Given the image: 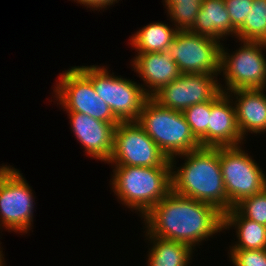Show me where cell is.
Here are the masks:
<instances>
[{"mask_svg":"<svg viewBox=\"0 0 266 266\" xmlns=\"http://www.w3.org/2000/svg\"><path fill=\"white\" fill-rule=\"evenodd\" d=\"M148 234L192 248L223 229V213L211 204L171 191L144 217Z\"/></svg>","mask_w":266,"mask_h":266,"instance_id":"obj_1","label":"cell"},{"mask_svg":"<svg viewBox=\"0 0 266 266\" xmlns=\"http://www.w3.org/2000/svg\"><path fill=\"white\" fill-rule=\"evenodd\" d=\"M186 159L177 172L171 166L172 191L205 202L223 214L228 211V198L219 163V147H200L179 155Z\"/></svg>","mask_w":266,"mask_h":266,"instance_id":"obj_2","label":"cell"},{"mask_svg":"<svg viewBox=\"0 0 266 266\" xmlns=\"http://www.w3.org/2000/svg\"><path fill=\"white\" fill-rule=\"evenodd\" d=\"M171 167L115 166L112 189L127 206L144 217L172 191Z\"/></svg>","mask_w":266,"mask_h":266,"instance_id":"obj_3","label":"cell"},{"mask_svg":"<svg viewBox=\"0 0 266 266\" xmlns=\"http://www.w3.org/2000/svg\"><path fill=\"white\" fill-rule=\"evenodd\" d=\"M174 166L176 156L201 147L182 112L161 106L149 97L136 121Z\"/></svg>","mask_w":266,"mask_h":266,"instance_id":"obj_4","label":"cell"},{"mask_svg":"<svg viewBox=\"0 0 266 266\" xmlns=\"http://www.w3.org/2000/svg\"><path fill=\"white\" fill-rule=\"evenodd\" d=\"M78 68L91 80L95 92L120 122L138 120L145 101L150 97L149 88L145 89L130 79L115 77L104 66Z\"/></svg>","mask_w":266,"mask_h":266,"instance_id":"obj_5","label":"cell"},{"mask_svg":"<svg viewBox=\"0 0 266 266\" xmlns=\"http://www.w3.org/2000/svg\"><path fill=\"white\" fill-rule=\"evenodd\" d=\"M240 146L219 147V163L228 198V211L242 199L266 188V176Z\"/></svg>","mask_w":266,"mask_h":266,"instance_id":"obj_6","label":"cell"},{"mask_svg":"<svg viewBox=\"0 0 266 266\" xmlns=\"http://www.w3.org/2000/svg\"><path fill=\"white\" fill-rule=\"evenodd\" d=\"M241 43L243 47L232 55L221 47L220 73L223 72L227 86L225 89L220 87L223 93L228 90L266 88V59L262 51L266 49V43L245 40Z\"/></svg>","mask_w":266,"mask_h":266,"instance_id":"obj_7","label":"cell"},{"mask_svg":"<svg viewBox=\"0 0 266 266\" xmlns=\"http://www.w3.org/2000/svg\"><path fill=\"white\" fill-rule=\"evenodd\" d=\"M109 163L114 166L171 167L168 157L136 121L120 122L115 126Z\"/></svg>","mask_w":266,"mask_h":266,"instance_id":"obj_8","label":"cell"},{"mask_svg":"<svg viewBox=\"0 0 266 266\" xmlns=\"http://www.w3.org/2000/svg\"><path fill=\"white\" fill-rule=\"evenodd\" d=\"M220 40L179 30L165 54L176 62L182 74H212L220 72Z\"/></svg>","mask_w":266,"mask_h":266,"instance_id":"obj_9","label":"cell"},{"mask_svg":"<svg viewBox=\"0 0 266 266\" xmlns=\"http://www.w3.org/2000/svg\"><path fill=\"white\" fill-rule=\"evenodd\" d=\"M59 77L54 94L67 112L83 113L111 124L120 123L110 107L95 92L91 80L78 66L65 71Z\"/></svg>","mask_w":266,"mask_h":266,"instance_id":"obj_10","label":"cell"},{"mask_svg":"<svg viewBox=\"0 0 266 266\" xmlns=\"http://www.w3.org/2000/svg\"><path fill=\"white\" fill-rule=\"evenodd\" d=\"M15 168L8 167L0 176V226L27 233L33 222V192ZM2 221V222H1Z\"/></svg>","mask_w":266,"mask_h":266,"instance_id":"obj_11","label":"cell"},{"mask_svg":"<svg viewBox=\"0 0 266 266\" xmlns=\"http://www.w3.org/2000/svg\"><path fill=\"white\" fill-rule=\"evenodd\" d=\"M217 81V76L212 74H181L152 98L163 107L183 112L194 104L215 98L221 92Z\"/></svg>","mask_w":266,"mask_h":266,"instance_id":"obj_12","label":"cell"},{"mask_svg":"<svg viewBox=\"0 0 266 266\" xmlns=\"http://www.w3.org/2000/svg\"><path fill=\"white\" fill-rule=\"evenodd\" d=\"M68 113L72 131L87 154L109 162L113 151L114 130L118 124L96 120L83 113Z\"/></svg>","mask_w":266,"mask_h":266,"instance_id":"obj_13","label":"cell"},{"mask_svg":"<svg viewBox=\"0 0 266 266\" xmlns=\"http://www.w3.org/2000/svg\"><path fill=\"white\" fill-rule=\"evenodd\" d=\"M222 91L211 99V113L208 126V147H235L242 138L236 120V110L230 96ZM233 103V104H231Z\"/></svg>","mask_w":266,"mask_h":266,"instance_id":"obj_14","label":"cell"},{"mask_svg":"<svg viewBox=\"0 0 266 266\" xmlns=\"http://www.w3.org/2000/svg\"><path fill=\"white\" fill-rule=\"evenodd\" d=\"M236 97L234 102L236 120L242 138L247 132L266 131V95L264 88L237 89L228 91ZM239 97V98H238Z\"/></svg>","mask_w":266,"mask_h":266,"instance_id":"obj_15","label":"cell"},{"mask_svg":"<svg viewBox=\"0 0 266 266\" xmlns=\"http://www.w3.org/2000/svg\"><path fill=\"white\" fill-rule=\"evenodd\" d=\"M132 62L139 77L148 84L145 86L151 90L150 97L182 74L176 62L164 52L138 53Z\"/></svg>","mask_w":266,"mask_h":266,"instance_id":"obj_16","label":"cell"},{"mask_svg":"<svg viewBox=\"0 0 266 266\" xmlns=\"http://www.w3.org/2000/svg\"><path fill=\"white\" fill-rule=\"evenodd\" d=\"M193 33L221 40L230 33L236 36L237 30L232 26L224 0H202Z\"/></svg>","mask_w":266,"mask_h":266,"instance_id":"obj_17","label":"cell"},{"mask_svg":"<svg viewBox=\"0 0 266 266\" xmlns=\"http://www.w3.org/2000/svg\"><path fill=\"white\" fill-rule=\"evenodd\" d=\"M233 226L239 241L232 249H266V226L244 218L234 207L223 214V229Z\"/></svg>","mask_w":266,"mask_h":266,"instance_id":"obj_18","label":"cell"},{"mask_svg":"<svg viewBox=\"0 0 266 266\" xmlns=\"http://www.w3.org/2000/svg\"><path fill=\"white\" fill-rule=\"evenodd\" d=\"M149 235L153 247L148 255V266H187L193 249L188 244Z\"/></svg>","mask_w":266,"mask_h":266,"instance_id":"obj_19","label":"cell"},{"mask_svg":"<svg viewBox=\"0 0 266 266\" xmlns=\"http://www.w3.org/2000/svg\"><path fill=\"white\" fill-rule=\"evenodd\" d=\"M179 30L168 24L153 22L138 30L131 37V45L137 53L165 52Z\"/></svg>","mask_w":266,"mask_h":266,"instance_id":"obj_20","label":"cell"},{"mask_svg":"<svg viewBox=\"0 0 266 266\" xmlns=\"http://www.w3.org/2000/svg\"><path fill=\"white\" fill-rule=\"evenodd\" d=\"M237 37L240 41L266 43V0H253L248 16L236 32Z\"/></svg>","mask_w":266,"mask_h":266,"instance_id":"obj_21","label":"cell"},{"mask_svg":"<svg viewBox=\"0 0 266 266\" xmlns=\"http://www.w3.org/2000/svg\"><path fill=\"white\" fill-rule=\"evenodd\" d=\"M183 115L190 125L195 138L201 147H208V126L211 113V100L194 104L186 108Z\"/></svg>","mask_w":266,"mask_h":266,"instance_id":"obj_22","label":"cell"},{"mask_svg":"<svg viewBox=\"0 0 266 266\" xmlns=\"http://www.w3.org/2000/svg\"><path fill=\"white\" fill-rule=\"evenodd\" d=\"M171 21L178 30L189 31L195 24L202 0H164Z\"/></svg>","mask_w":266,"mask_h":266,"instance_id":"obj_23","label":"cell"},{"mask_svg":"<svg viewBox=\"0 0 266 266\" xmlns=\"http://www.w3.org/2000/svg\"><path fill=\"white\" fill-rule=\"evenodd\" d=\"M234 208L244 218L266 226V188L253 196L242 199Z\"/></svg>","mask_w":266,"mask_h":266,"instance_id":"obj_24","label":"cell"},{"mask_svg":"<svg viewBox=\"0 0 266 266\" xmlns=\"http://www.w3.org/2000/svg\"><path fill=\"white\" fill-rule=\"evenodd\" d=\"M229 255L235 266H266V249H230Z\"/></svg>","mask_w":266,"mask_h":266,"instance_id":"obj_25","label":"cell"},{"mask_svg":"<svg viewBox=\"0 0 266 266\" xmlns=\"http://www.w3.org/2000/svg\"><path fill=\"white\" fill-rule=\"evenodd\" d=\"M232 26L238 30L248 16L253 0H224Z\"/></svg>","mask_w":266,"mask_h":266,"instance_id":"obj_26","label":"cell"},{"mask_svg":"<svg viewBox=\"0 0 266 266\" xmlns=\"http://www.w3.org/2000/svg\"><path fill=\"white\" fill-rule=\"evenodd\" d=\"M77 1L80 4L86 5L89 8L92 9H102L106 8L109 5L115 4L117 0H74Z\"/></svg>","mask_w":266,"mask_h":266,"instance_id":"obj_27","label":"cell"},{"mask_svg":"<svg viewBox=\"0 0 266 266\" xmlns=\"http://www.w3.org/2000/svg\"><path fill=\"white\" fill-rule=\"evenodd\" d=\"M9 166H6V165H2L0 166V176L3 174V172L8 168Z\"/></svg>","mask_w":266,"mask_h":266,"instance_id":"obj_28","label":"cell"},{"mask_svg":"<svg viewBox=\"0 0 266 266\" xmlns=\"http://www.w3.org/2000/svg\"><path fill=\"white\" fill-rule=\"evenodd\" d=\"M1 249V248H0ZM3 255H2V251L0 250V266H4L3 263Z\"/></svg>","mask_w":266,"mask_h":266,"instance_id":"obj_29","label":"cell"}]
</instances>
